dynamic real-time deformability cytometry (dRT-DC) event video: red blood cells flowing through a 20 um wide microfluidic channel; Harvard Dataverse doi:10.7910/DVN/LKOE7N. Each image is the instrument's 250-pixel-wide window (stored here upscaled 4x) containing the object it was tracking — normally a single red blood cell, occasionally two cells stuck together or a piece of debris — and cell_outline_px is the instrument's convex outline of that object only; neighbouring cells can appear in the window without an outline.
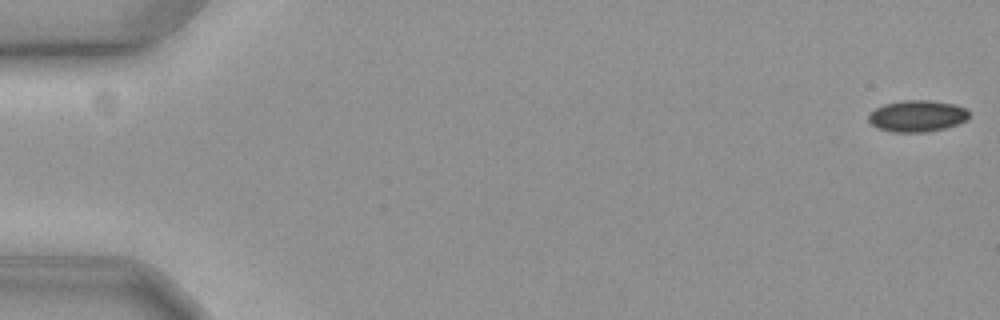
{"species": "common noctule bat (a hibernating species)", "species_latin": "Nyctalus noctula", "temperature_condition": "cold", "stored_images_in_passage": 14, "camera_frame_rate_fps": 3000, "um_per_image_px": 0.085, "animal": {"sex": "female", "body_mass_g": 19.3, "forearm_length_mm": 54.1}, "frame": {"image": 1, "passage_image": 1, "time_ms": 0.0, "image_size_px": [1000, 320], "cell_outline_px": [[968, 120], [960, 124], [948, 128], [924, 132], [892, 132], [876, 128], [868, 120], [868, 116], [876, 108], [884, 104], [904, 100], [928, 100], [952, 104], [964, 108], [968, 112]], "centroid_in_image_um": [77.97, 9.88], "position_along_channel_um": 7.0, "area_um2": 18.5}}